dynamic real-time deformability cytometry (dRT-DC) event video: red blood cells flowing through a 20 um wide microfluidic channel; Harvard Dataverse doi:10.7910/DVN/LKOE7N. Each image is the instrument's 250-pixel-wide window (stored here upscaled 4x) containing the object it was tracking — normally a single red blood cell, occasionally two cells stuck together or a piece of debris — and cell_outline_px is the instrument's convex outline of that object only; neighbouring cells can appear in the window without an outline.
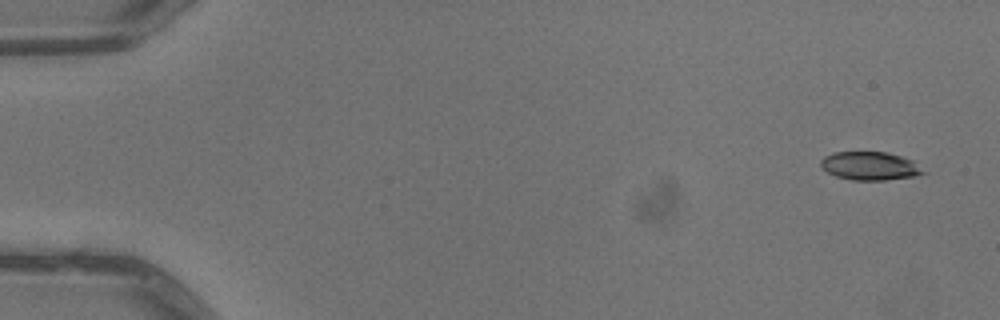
{"species": "common noctule bat (a hibernating species)", "species_latin": "Nyctalus noctula", "temperature_condition": "warm", "stored_images_in_passage": 4, "camera_frame_rate_fps": 3000, "um_per_image_px": 0.085, "animal": {"sex": "male", "body_mass_g": 13.3}, "frame": {"image": 1, "passage_image": 1, "time_ms": 0.0, "image_size_px": [1000, 320], "cell_outline_px": [[928, 172], [916, 176], [884, 180], [852, 180], [836, 176], [828, 172], [820, 164], [820, 160], [824, 156], [832, 152], [888, 152], [912, 160]], "centroid_in_image_um": [73.96, 14.1], "position_along_channel_um": 11.0, "area_um2": 16.99}}